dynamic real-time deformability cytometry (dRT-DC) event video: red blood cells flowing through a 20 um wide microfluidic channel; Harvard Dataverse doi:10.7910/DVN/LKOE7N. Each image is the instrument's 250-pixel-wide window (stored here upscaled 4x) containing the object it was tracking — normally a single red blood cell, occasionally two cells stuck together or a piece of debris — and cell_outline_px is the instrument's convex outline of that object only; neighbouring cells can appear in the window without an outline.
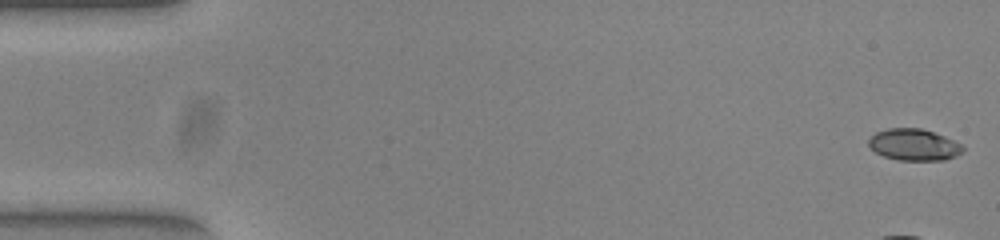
{"species": "common noctule bat (a hibernating species)", "species_latin": "Nyctalus noctula", "temperature_condition": "warm", "stored_images_in_passage": 55, "camera_frame_rate_fps": 3000, "um_per_image_px": 0.085, "animal": {"sex": "female", "body_mass_g": 23.0, "forearm_length_mm": 53.4}, "frame": {"image": 1, "passage_image": 1, "time_ms": 0.0, "image_size_px": [1000, 240], "cell_outline_px": [[964, 148], [956, 156], [944, 160], [900, 160], [884, 156], [876, 152], [868, 144], [868, 140], [876, 132], [888, 128], [920, 128], [944, 136], [960, 144]], "centroid_in_image_um": [77.66, 12.3], "position_along_channel_um": 7.3, "area_um2": 17.05}}
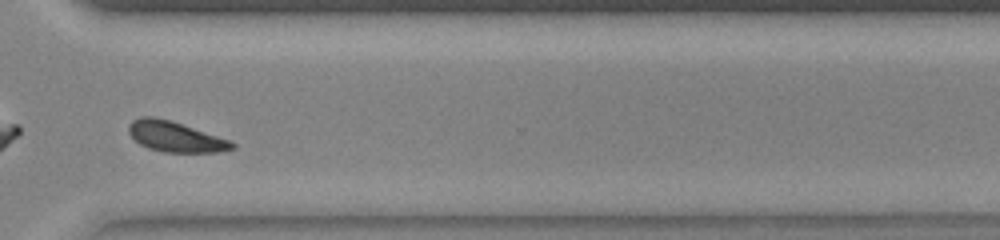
{"frame": {"image": 2, "passage_image": 41, "time_ms": 13.333, "image_size_px": [1000, 240], "cell_outline_px": [[236, 148], [216, 152], [164, 152], [148, 148], [140, 144], [128, 132], [128, 124], [132, 120], [140, 116], [152, 116], [172, 120], [232, 140], [236, 144]], "centroid_in_image_um": [14.93, 11.6], "position_along_channel_um": 355.7, "area_um2": 18.61}}
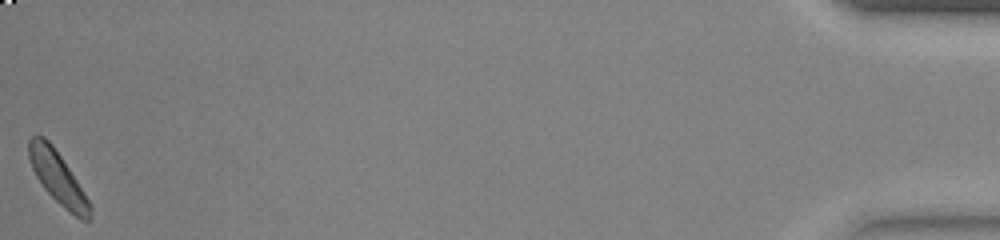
{"frame": {"image": 3, "passage_image": 55, "time_ms": 18.0, "image_size_px": [1000, 240], "cell_outline_px": [[92, 216], [88, 220], [80, 220], [64, 208], [44, 188], [36, 176], [32, 168], [28, 156], [28, 140], [32, 136], [44, 136], [52, 144], [76, 180], [88, 200], [92, 208]], "centroid_in_image_um": [4.9, 15.11], "position_along_channel_um": 430.3, "area_um2": 18.21}, "authors_computed_cell_mechanics": {"area_um2": 18.1492, "velocity_mm_per_s": 3.7738, "shape_relaxation_time_tau1_ms": 1.7404, "shape_relaxation_time_tau2_ms": 6.2129, "deformation_change_tau1": 0.094, "deformation_change_tau2": 0.1168}}